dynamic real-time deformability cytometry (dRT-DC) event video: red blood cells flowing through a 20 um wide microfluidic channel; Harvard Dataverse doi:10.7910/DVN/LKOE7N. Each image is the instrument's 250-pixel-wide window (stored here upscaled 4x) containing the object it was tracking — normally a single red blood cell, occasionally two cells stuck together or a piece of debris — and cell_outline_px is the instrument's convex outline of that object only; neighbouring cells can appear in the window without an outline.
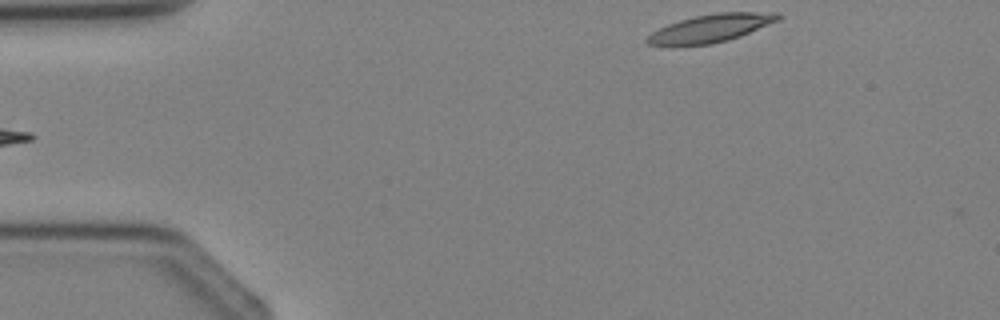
{"species": "Egyptian fruit bat (a non-hibernating species)", "species_latin": "Rousettus aegyptiacus", "temperature_condition": "cold", "stored_images_in_passage": 2, "camera_frame_rate_fps": 3000, "um_per_image_px": 0.085, "animal": {"sex": "female"}, "frame": {"image": 1, "passage_image": 2, "time_ms": 1.333, "image_size_px": [1000, 320], "cell_outline_px": [[784, 16], [780, 20], [740, 36], [728, 40], [712, 44], [648, 44], [644, 40], [652, 32], [668, 24], [680, 20], [696, 16], [716, 12], [780, 12]], "centroid_in_image_um": [60.52, 2.37], "position_along_channel_um": 24.5, "area_um2": 21.04}}